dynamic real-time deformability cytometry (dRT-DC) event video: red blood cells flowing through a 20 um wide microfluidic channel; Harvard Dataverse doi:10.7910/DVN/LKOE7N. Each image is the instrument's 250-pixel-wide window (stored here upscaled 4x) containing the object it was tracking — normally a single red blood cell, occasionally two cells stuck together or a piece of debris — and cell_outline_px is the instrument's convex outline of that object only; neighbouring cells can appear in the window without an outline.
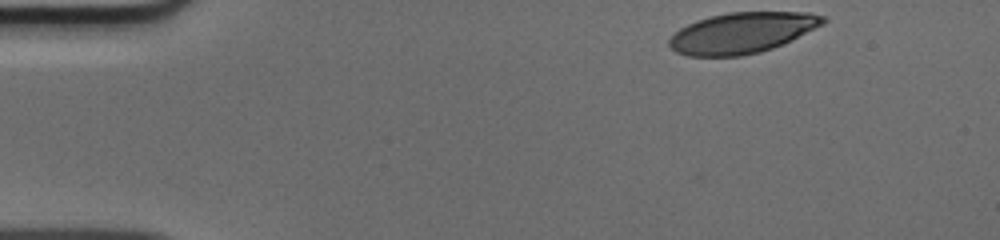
{"species": "human", "species_latin": "Homo sapiens", "temperature_condition": "cold", "stored_images_in_passage": 39, "camera_frame_rate_fps": 3000, "um_per_image_px": 0.085, "donor": {"sex": "male"}, "frame": {"image": 1, "passage_image": 1, "time_ms": 0.0, "image_size_px": [1000, 240], "cell_outline_px": [[828, 20], [824, 24], [784, 44], [760, 52], [740, 56], [688, 56], [676, 52], [668, 44], [668, 40], [680, 28], [696, 20], [728, 12], [812, 12], [824, 16]], "centroid_in_image_um": [63.11, 2.79], "position_along_channel_um": 21.9, "area_um2": 36.65}}
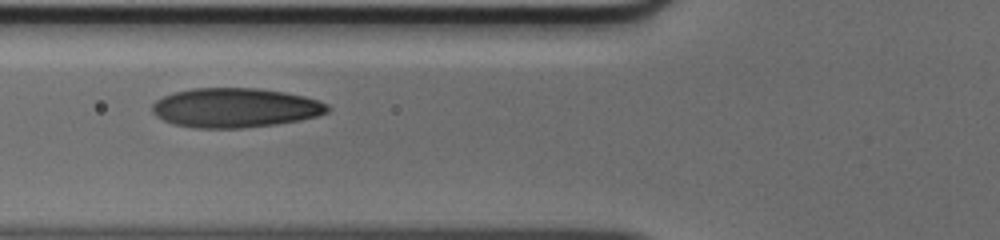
{"frame": {"image": 2, "passage_image": 14, "time_ms": 4.333, "image_size_px": [1000, 240], "cell_outline_px": [[332, 108], [328, 112], [316, 116], [300, 120], [276, 124], [244, 128], [196, 128], [172, 124], [156, 116], [152, 112], [152, 104], [156, 100], [164, 96], [176, 92], [192, 88], [256, 88], [284, 92], [304, 96], [328, 104]], "centroid_in_image_um": [19.99, 9.16], "position_along_channel_um": 105.8, "area_um2": 40.34}}
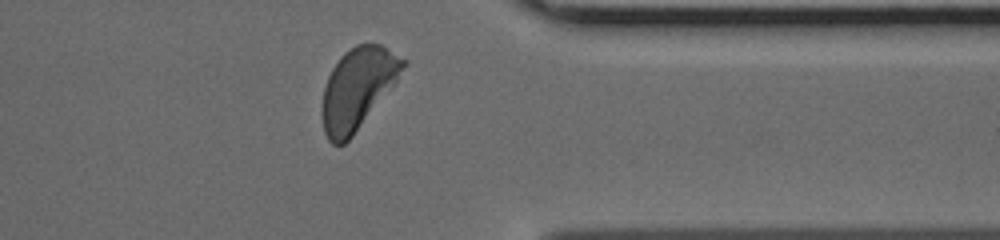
{"frame": {"image": 3, "passage_image": 35, "time_ms": 11.333, "image_size_px": [1000, 240], "cell_outline_px": [[408, 64], [396, 80], [352, 136], [344, 144], [332, 144], [328, 140], [324, 132], [320, 112], [324, 88], [328, 76], [332, 68], [340, 56], [344, 52], [356, 44], [380, 44], [408, 60]], "centroid_in_image_um": [30.37, 7.5], "position_along_channel_um": 381.0, "area_um2": 37.92}}